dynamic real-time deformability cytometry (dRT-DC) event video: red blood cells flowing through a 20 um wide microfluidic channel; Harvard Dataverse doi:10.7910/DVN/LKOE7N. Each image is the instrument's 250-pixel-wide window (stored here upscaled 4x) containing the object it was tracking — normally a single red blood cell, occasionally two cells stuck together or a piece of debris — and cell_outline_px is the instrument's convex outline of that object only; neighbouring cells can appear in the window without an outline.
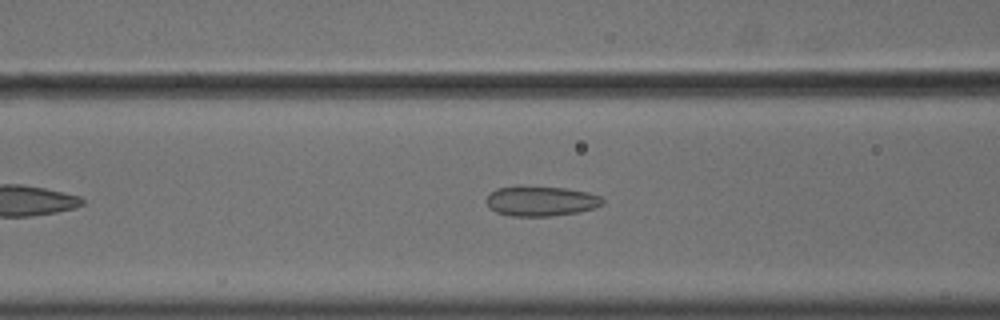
{"species": "common noctule bat (a hibernating species)", "species_latin": "Nyctalus noctula", "temperature_condition": "cold", "stored_images_in_passage": 25, "camera_frame_rate_fps": 3000, "um_per_image_px": 0.085, "animal": {"sex": "male", "body_mass_g": 18.8}, "frame": {"image": 1, "passage_image": 9, "time_ms": 2.667, "image_size_px": [1000, 320], "cell_outline_px": [[604, 204], [596, 208], [580, 212], [552, 216], [512, 216], [496, 212], [484, 200], [496, 188], [564, 188], [588, 192], [600, 196], [604, 200]], "centroid_in_image_um": [46.05, 17.13], "position_along_channel_um": 120.5, "area_um2": 19.83}}
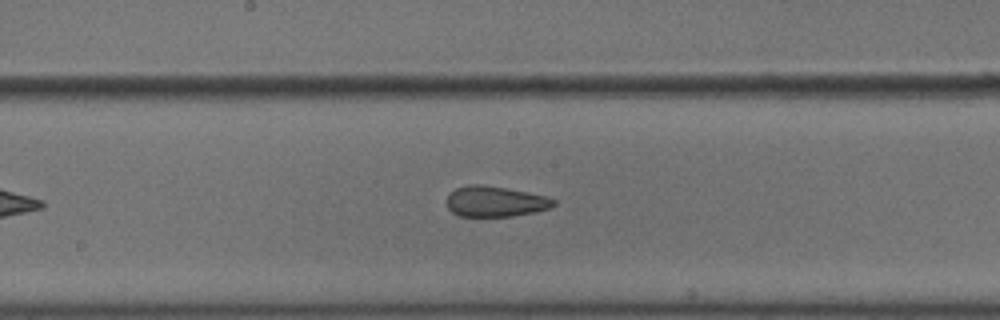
{"frame": {"image": 2, "passage_image": 16, "time_ms": 5.0, "image_size_px": [1000, 320], "cell_outline_px": [[556, 204], [552, 208], [536, 212], [512, 216], [460, 216], [452, 212], [448, 208], [448, 192], [456, 188], [468, 184], [480, 184], [508, 188], [548, 196], [556, 200]], "centroid_in_image_um": [42.13, 17.11], "position_along_channel_um": 206.1, "area_um2": 19.31}}
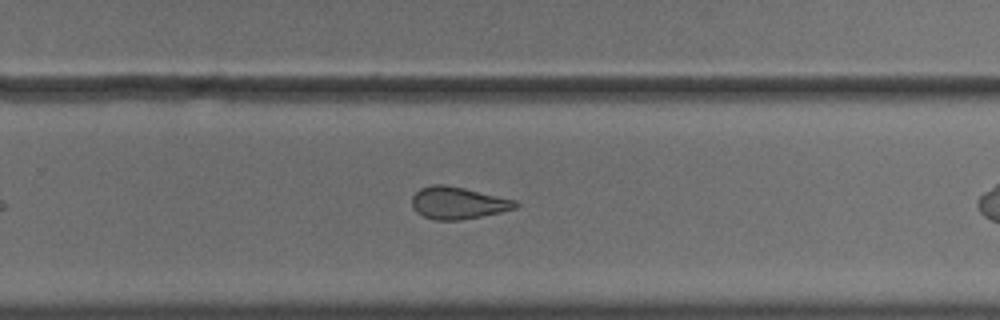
{"frame": {"image": 3, "passage_image": 23, "time_ms": 7.333, "image_size_px": [1000, 320], "cell_outline_px": [[520, 204], [516, 208], [500, 212], [480, 216], [456, 220], [436, 220], [424, 216], [416, 212], [412, 208], [412, 196], [420, 188], [432, 184], [444, 184], [464, 188], [516, 200]], "centroid_in_image_um": [38.91, 17.24], "position_along_channel_um": 290.9, "area_um2": 19.31}}